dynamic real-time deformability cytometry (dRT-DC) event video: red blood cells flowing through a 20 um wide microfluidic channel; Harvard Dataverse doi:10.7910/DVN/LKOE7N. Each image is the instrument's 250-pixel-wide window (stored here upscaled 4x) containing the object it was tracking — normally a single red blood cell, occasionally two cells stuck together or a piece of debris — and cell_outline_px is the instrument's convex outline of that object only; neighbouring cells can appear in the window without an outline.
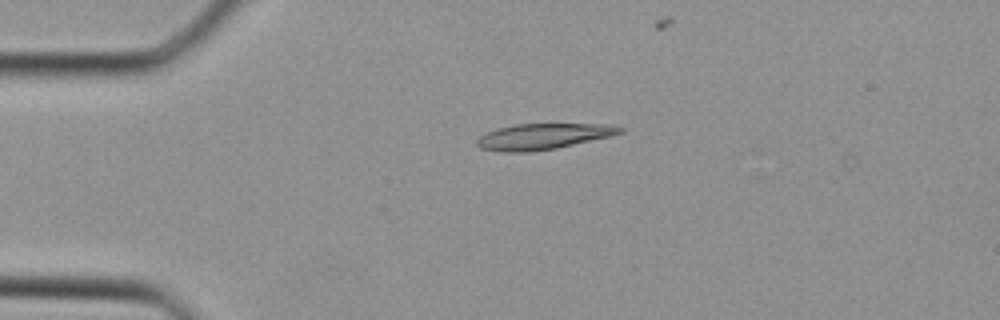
{"species": "Egyptian fruit bat (a non-hibernating species)", "species_latin": "Rousettus aegyptiacus", "temperature_condition": "cold", "stored_images_in_passage": 24, "camera_frame_rate_fps": 3000, "um_per_image_px": 0.085, "animal": {"sex": "female"}, "frame": {"image": 1, "passage_image": 1, "time_ms": 0.0, "image_size_px": [1000, 320], "cell_outline_px": [[624, 132], [612, 136], [556, 148], [528, 152], [500, 152], [480, 148], [476, 144], [476, 140], [480, 136], [488, 132], [500, 128], [516, 124], [612, 124], [624, 128]], "centroid_in_image_um": [46.2, 11.6], "position_along_channel_um": 38.8, "area_um2": 21.56}}
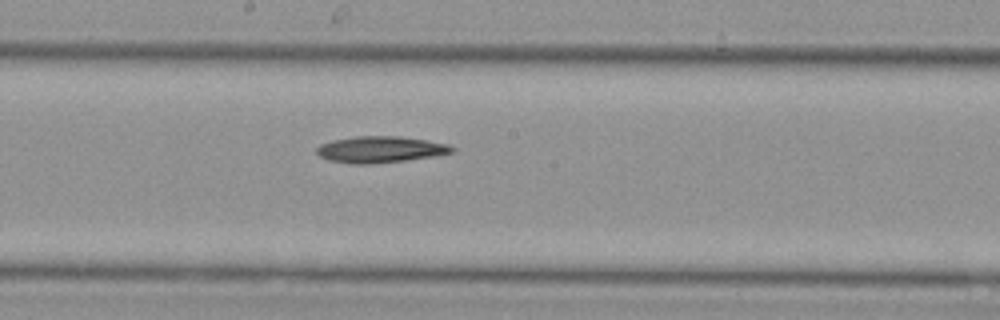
{"frame": {"image": 2, "passage_image": 13, "time_ms": 4.0, "image_size_px": [1000, 320], "cell_outline_px": [[456, 148], [452, 152], [436, 156], [372, 164], [352, 164], [328, 160], [320, 156], [316, 152], [316, 148], [320, 144], [332, 140], [356, 136], [400, 136], [448, 144]], "centroid_in_image_um": [32.3, 12.7], "position_along_channel_um": 215.9, "area_um2": 20.81}}
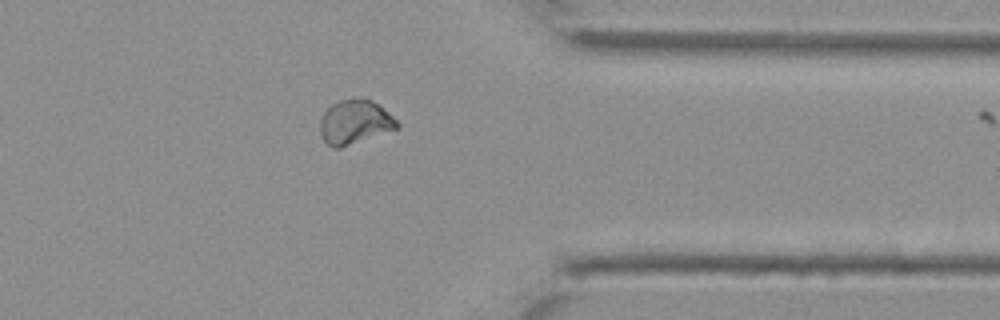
{"frame": {"image": 3, "passage_image": 23, "time_ms": 7.333, "image_size_px": [1000, 320], "cell_outline_px": [[400, 128], [340, 148], [332, 148], [324, 140], [320, 132], [320, 120], [324, 112], [336, 100], [352, 96], [372, 100], [392, 116], [400, 124]], "centroid_in_image_um": [30.15, 10.35], "position_along_channel_um": 381.2, "area_um2": 20.06}}